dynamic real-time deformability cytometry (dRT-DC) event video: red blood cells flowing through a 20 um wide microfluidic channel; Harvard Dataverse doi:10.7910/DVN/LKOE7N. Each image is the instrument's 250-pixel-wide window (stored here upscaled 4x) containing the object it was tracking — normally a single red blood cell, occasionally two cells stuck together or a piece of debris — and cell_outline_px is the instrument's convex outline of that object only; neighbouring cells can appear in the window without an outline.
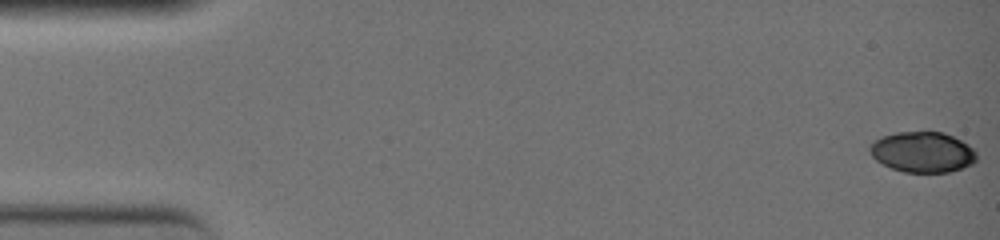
{"species": "common noctule bat (a hibernating species)", "species_latin": "Nyctalus noctula", "temperature_condition": "warm", "stored_images_in_passage": 4, "camera_frame_rate_fps": 3000, "um_per_image_px": 0.085, "animal": {"sex": "female", "body_mass_g": 19.0, "forearm_length_mm": 51.5}, "frame": {"image": 1, "passage_image": 1, "time_ms": 0.0, "image_size_px": [1000, 240], "cell_outline_px": [[976, 160], [972, 164], [948, 172], [904, 172], [892, 168], [876, 160], [872, 156], [868, 148], [880, 136], [896, 132], [944, 132], [968, 144], [976, 152]], "centroid_in_image_um": [78.41, 12.92], "position_along_channel_um": 6.6, "area_um2": 25.09}}